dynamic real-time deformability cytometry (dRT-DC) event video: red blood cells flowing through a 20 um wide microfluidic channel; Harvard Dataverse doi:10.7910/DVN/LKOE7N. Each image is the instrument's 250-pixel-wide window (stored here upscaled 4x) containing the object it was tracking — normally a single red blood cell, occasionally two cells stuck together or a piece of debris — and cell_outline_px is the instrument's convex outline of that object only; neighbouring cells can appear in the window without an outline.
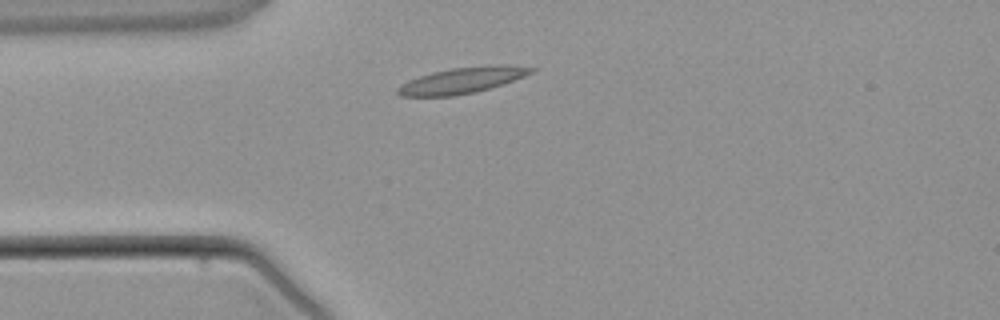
{"species": "common noctule bat (a hibernating species)", "species_latin": "Nyctalus noctula", "temperature_condition": "warm", "stored_images_in_passage": 2, "camera_frame_rate_fps": 3000, "um_per_image_px": 0.085, "animal": {"sex": "male", "body_mass_g": 21.5, "forearm_length_mm": 52.0}, "frame": {"image": 1, "passage_image": 2, "time_ms": 1.333, "image_size_px": [1000, 320], "cell_outline_px": [[536, 72], [488, 88], [472, 92], [452, 96], [400, 96], [396, 92], [396, 88], [400, 84], [408, 80], [432, 72], [452, 68], [496, 64], [508, 64], [536, 68]], "centroid_in_image_um": [39.27, 6.81], "position_along_channel_um": 45.7, "area_um2": 20.11}}